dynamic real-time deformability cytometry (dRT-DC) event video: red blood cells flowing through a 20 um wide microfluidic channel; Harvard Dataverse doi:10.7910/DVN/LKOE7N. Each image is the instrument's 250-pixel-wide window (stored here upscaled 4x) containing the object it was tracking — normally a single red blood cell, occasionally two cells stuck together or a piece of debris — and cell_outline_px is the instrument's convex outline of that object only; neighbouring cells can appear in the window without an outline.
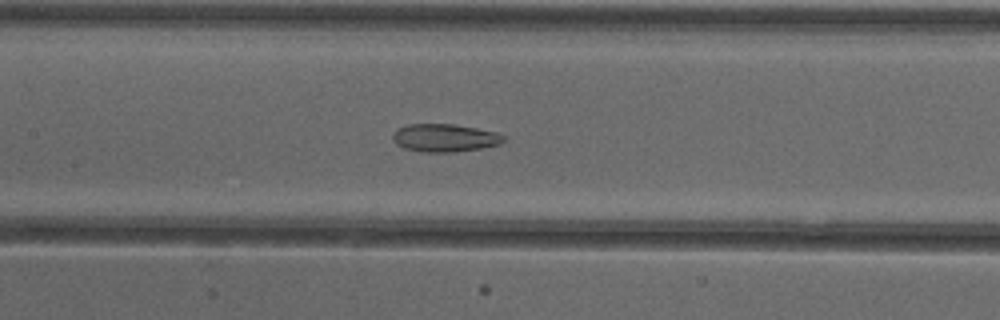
{"species": "common noctule bat (a hibernating species)", "species_latin": "Nyctalus noctula", "temperature_condition": "cold", "stored_images_in_passage": 37, "camera_frame_rate_fps": 3000, "um_per_image_px": 0.085, "animal": {"sex": "female"}, "frame": {"image": 1, "passage_image": 9, "time_ms": 2.667, "image_size_px": [1000, 320], "cell_outline_px": [[504, 140], [500, 144], [480, 148], [452, 152], [424, 152], [404, 148], [396, 144], [392, 140], [392, 136], [396, 128], [408, 124], [452, 124], [476, 128], [496, 132], [504, 136]], "centroid_in_image_um": [37.75, 11.71], "position_along_channel_um": 169.6, "area_um2": 17.98}}
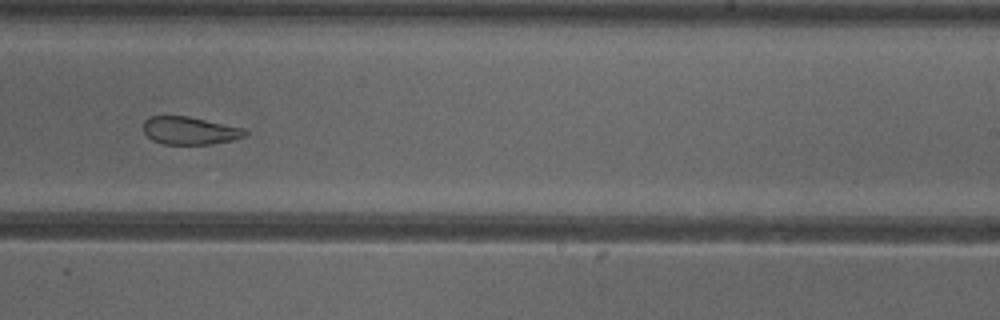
{"frame": {"image": 2, "passage_image": 17, "time_ms": 5.333, "image_size_px": [1000, 320], "cell_outline_px": [[248, 136], [232, 140], [212, 144], [164, 144], [152, 140], [144, 132], [144, 120], [148, 116], [188, 116], [244, 128], [248, 132]], "centroid_in_image_um": [16.15, 11.1], "position_along_channel_um": 272.8, "area_um2": 16.53}}
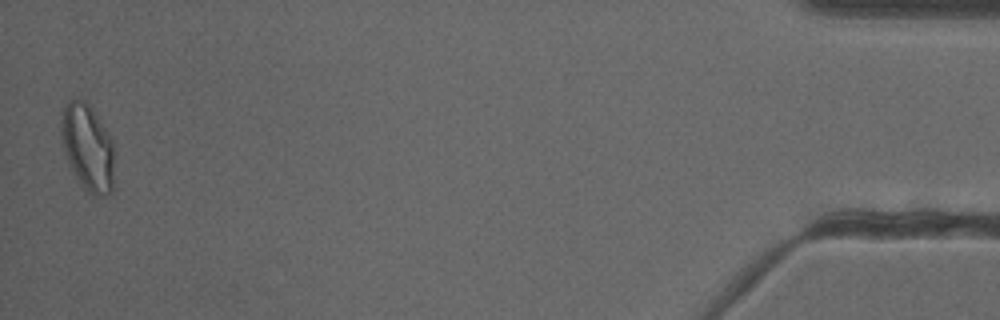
{"frame": {"image": 3, "passage_image": 36, "time_ms": 11.667, "image_size_px": [1000, 320], "cell_outline_px": [[112, 192], [104, 196], [92, 196], [84, 192], [64, 152], [60, 132], [60, 112], [68, 100], [80, 96], [92, 108], [112, 140]], "centroid_in_image_um": [7.4, 12.5], "position_along_channel_um": 427.8, "area_um2": 26.99}, "authors_computed_cell_mechanics": {"area_um2": 19.7098, "velocity_mm_per_s": 3.8872, "shape_relaxation_time_tau1_ms": null, "shape_relaxation_time_tau2_ms": 3.2084, "deformation_change_tau1": null, "deformation_change_tau2": 0.1109}}